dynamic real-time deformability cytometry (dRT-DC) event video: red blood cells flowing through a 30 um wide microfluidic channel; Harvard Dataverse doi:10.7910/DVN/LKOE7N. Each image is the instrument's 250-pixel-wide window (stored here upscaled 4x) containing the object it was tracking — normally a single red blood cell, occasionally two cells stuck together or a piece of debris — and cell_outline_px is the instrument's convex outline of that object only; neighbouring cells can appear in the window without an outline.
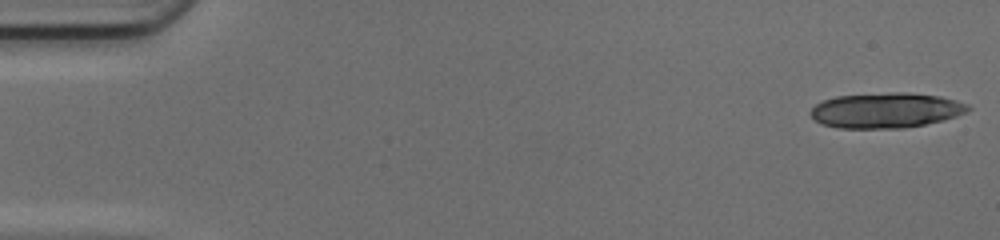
{"species": "common noctule bat (a hibernating species)", "species_latin": "Nyctalus noctula", "temperature_condition": "cold", "stored_images_in_passage": 22, "camera_frame_rate_fps": 3000, "um_per_image_px": 0.085, "animal": {"sex": "female", "body_mass_g": 17.0, "forearm_length_mm": 48.0}, "frame": {"image": 1, "passage_image": 1, "time_ms": 0.0, "image_size_px": [1000, 240], "cell_outline_px": [[972, 108], [968, 112], [944, 120], [904, 128], [840, 128], [820, 124], [808, 112], [816, 104], [824, 100], [836, 96], [892, 92], [904, 92], [940, 96], [956, 100], [968, 104]], "centroid_in_image_um": [75.32, 9.38], "position_along_channel_um": 9.7, "area_um2": 32.43}}